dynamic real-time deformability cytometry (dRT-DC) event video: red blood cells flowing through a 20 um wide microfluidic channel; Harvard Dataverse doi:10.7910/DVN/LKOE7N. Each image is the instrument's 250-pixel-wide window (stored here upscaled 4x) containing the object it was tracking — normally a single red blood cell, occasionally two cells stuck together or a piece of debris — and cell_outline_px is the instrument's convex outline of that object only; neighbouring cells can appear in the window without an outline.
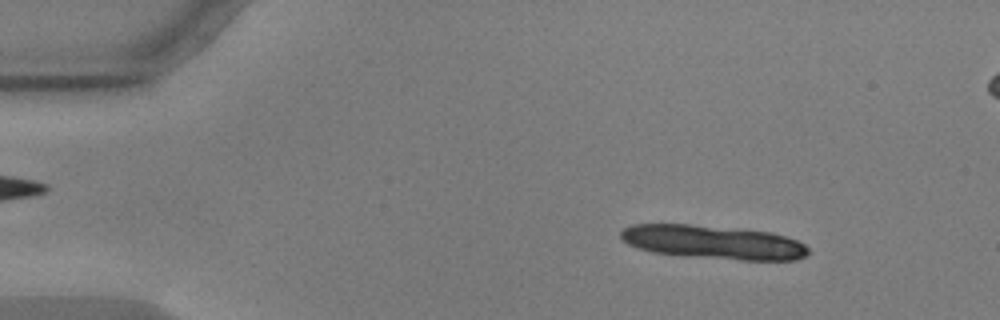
{"species": "common noctule bat (a hibernating species)", "species_latin": "Nyctalus noctula", "temperature_condition": "warm", "stored_images_in_passage": 15, "camera_frame_rate_fps": 3000, "um_per_image_px": 0.085, "animal": {"sex": "male", "body_mass_g": 17.9, "forearm_length_mm": 54.2}, "frame": {"image": 1, "passage_image": 7, "time_ms": 2.0, "image_size_px": [1000, 320], "cell_outline_px": [[808, 256], [796, 260], [740, 260], [680, 256], [652, 252], [636, 248], [620, 240], [620, 232], [624, 228], [632, 224], [692, 224], [772, 232], [796, 240], [804, 244], [808, 248]], "centroid_in_image_um": [60.59, 20.59], "position_along_channel_um": 24.4, "area_um2": 37.28}}